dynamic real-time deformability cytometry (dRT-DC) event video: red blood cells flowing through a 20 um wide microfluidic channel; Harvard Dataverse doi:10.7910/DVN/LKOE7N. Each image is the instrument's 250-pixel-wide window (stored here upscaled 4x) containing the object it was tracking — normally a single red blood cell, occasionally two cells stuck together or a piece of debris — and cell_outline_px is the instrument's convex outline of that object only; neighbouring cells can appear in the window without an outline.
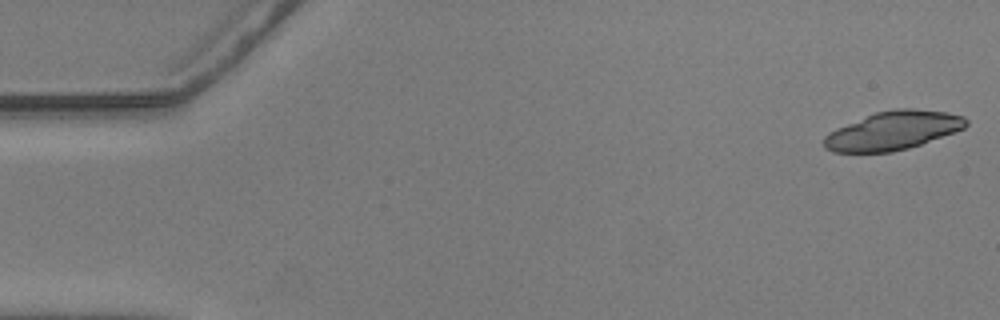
{"species": "common noctule bat (a hibernating species)", "species_latin": "Nyctalus noctula", "temperature_condition": "warm", "stored_images_in_passage": 17, "camera_frame_rate_fps": 3000, "um_per_image_px": 0.085, "animal": {"sex": "male", "body_mass_g": 20.5, "forearm_length_mm": 52.5}, "frame": {"image": 1, "passage_image": 1, "time_ms": 0.0, "image_size_px": [1000, 320], "cell_outline_px": [[968, 124], [964, 128], [920, 144], [908, 148], [892, 152], [832, 152], [824, 148], [824, 136], [828, 132], [836, 128], [876, 112], [896, 108], [912, 108], [948, 112], [964, 116], [968, 120]], "centroid_in_image_um": [75.89, 11.09], "position_along_channel_um": 9.1, "area_um2": 31.79}}